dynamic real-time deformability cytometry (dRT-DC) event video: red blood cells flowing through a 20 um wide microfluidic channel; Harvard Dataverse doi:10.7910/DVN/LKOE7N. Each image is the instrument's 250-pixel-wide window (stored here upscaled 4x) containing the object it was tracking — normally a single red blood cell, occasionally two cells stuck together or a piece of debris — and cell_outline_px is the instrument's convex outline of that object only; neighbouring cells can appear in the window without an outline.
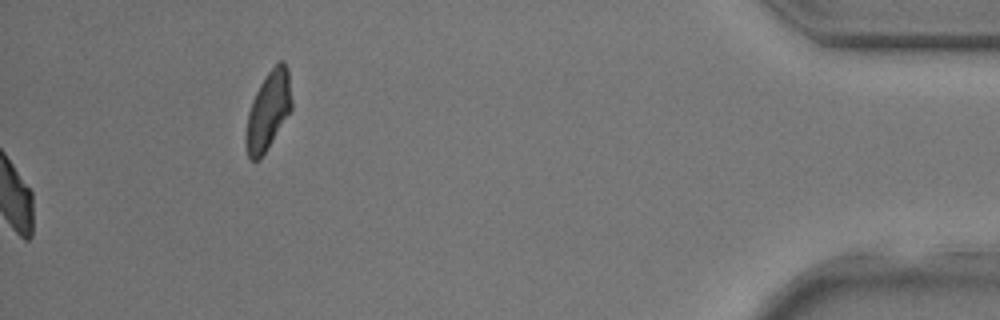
{"species": "common noctule bat (a hibernating species)", "species_latin": "Nyctalus noctula", "temperature_condition": "room temperature", "stored_images_in_passage": 39, "camera_frame_rate_fps": 3000, "um_per_image_px": 0.085, "animal": {"sex": "male", "body_mass_g": 17.9, "forearm_length_mm": 54.2}, "frame": {"image": 1, "passage_image": 39, "time_ms": 12.667, "image_size_px": [1000, 320], "cell_outline_px": [[292, 108], [260, 160], [252, 160], [248, 156], [244, 144], [244, 132], [248, 112], [252, 100], [260, 84], [268, 72], [280, 60], [284, 60], [288, 68], [292, 100]], "centroid_in_image_um": [22.77, 9.42], "position_along_channel_um": 412.4, "area_um2": 20.98}}